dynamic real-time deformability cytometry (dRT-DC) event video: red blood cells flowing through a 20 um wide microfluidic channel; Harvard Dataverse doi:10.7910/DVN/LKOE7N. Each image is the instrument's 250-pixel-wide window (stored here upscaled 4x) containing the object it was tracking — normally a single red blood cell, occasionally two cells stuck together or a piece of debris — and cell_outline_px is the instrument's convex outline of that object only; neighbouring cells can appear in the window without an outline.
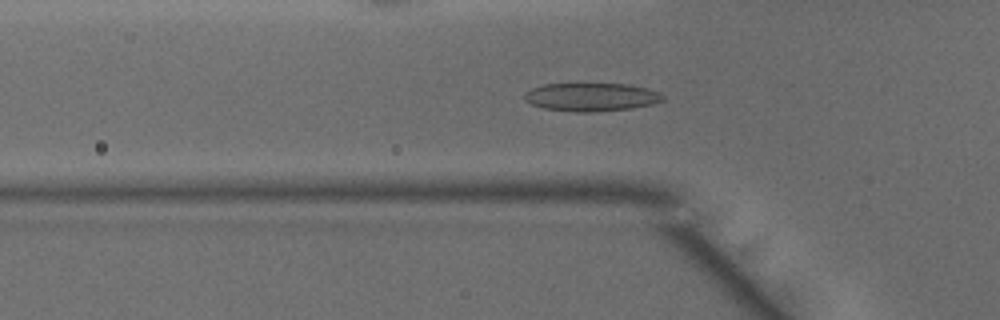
{"species": "common noctule bat (a hibernating species)", "species_latin": "Nyctalus noctula", "temperature_condition": "warm", "stored_images_in_passage": 49, "camera_frame_rate_fps": 3000, "um_per_image_px": 0.085, "animal": {"sex": "male", "body_mass_g": 15.6}, "frame": {"image": 1, "passage_image": 16, "time_ms": 5.0, "image_size_px": [1000, 320], "cell_outline_px": [[664, 100], [652, 104], [632, 108], [588, 112], [576, 112], [544, 108], [532, 104], [524, 100], [524, 92], [532, 88], [544, 84], [628, 84], [660, 92], [664, 96]], "centroid_in_image_um": [50.25, 8.24], "position_along_channel_um": 75.6, "area_um2": 22.66}}
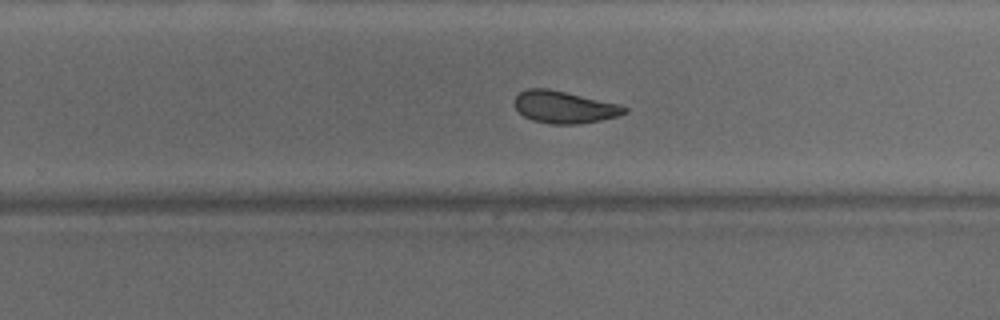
{"frame": {"image": 2, "passage_image": 31, "time_ms": 10.0, "image_size_px": [1000, 320], "cell_outline_px": [[628, 112], [620, 116], [580, 124], [552, 124], [532, 120], [524, 116], [512, 104], [512, 100], [520, 92], [528, 88], [548, 88], [620, 104], [628, 108]], "centroid_in_image_um": [47.96, 9.1], "position_along_channel_um": 281.8, "area_um2": 20.81}}
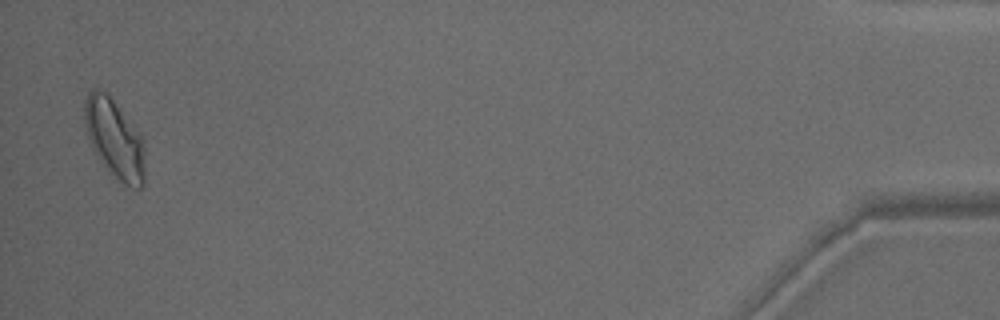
{"frame": {"image": 3, "passage_image": 48, "time_ms": 15.667, "image_size_px": [1000, 320], "cell_outline_px": [[144, 184], [140, 188], [136, 188], [124, 184], [108, 172], [92, 148], [84, 124], [84, 100], [88, 92], [92, 88], [96, 88], [108, 92], [140, 132], [144, 140]], "centroid_in_image_um": [9.73, 11.75], "position_along_channel_um": 425.5, "area_um2": 28.32}, "authors_computed_cell_mechanics": {"area_um2": 22.1952, "velocity_mm_per_s": 4.1077, "shape_relaxation_time_tau1_ms": 5.8316, "shape_relaxation_time_tau2_ms": 1.9583, "deformation_change_tau1": 0.1607, "deformation_change_tau2": 0.0772}}